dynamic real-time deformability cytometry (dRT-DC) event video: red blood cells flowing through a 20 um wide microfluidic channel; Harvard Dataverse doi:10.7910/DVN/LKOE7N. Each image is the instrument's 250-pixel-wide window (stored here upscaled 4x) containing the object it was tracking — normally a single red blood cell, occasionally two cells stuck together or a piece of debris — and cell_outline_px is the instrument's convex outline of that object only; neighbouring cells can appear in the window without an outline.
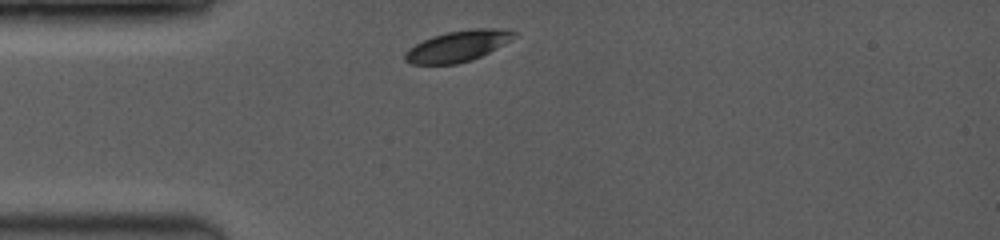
{"species": "common noctule bat (a hibernating species)", "species_latin": "Nyctalus noctula", "temperature_condition": "room temperature", "stored_images_in_passage": 11, "camera_frame_rate_fps": 3500, "um_per_image_px": 0.085, "animal": {"sex": "female", "body_mass_g": 19.0, "forearm_length_mm": 53.3}, "frame": {"image": 1, "passage_image": 1, "time_ms": 0.0, "image_size_px": [1000, 240], "cell_outline_px": [[516, 36], [488, 52], [472, 60], [456, 64], [412, 64], [404, 60], [404, 52], [408, 48], [432, 36], [448, 32], [472, 28], [508, 28], [516, 32]], "centroid_in_image_um": [38.9, 3.91], "position_along_channel_um": 46.1, "area_um2": 19.59}}
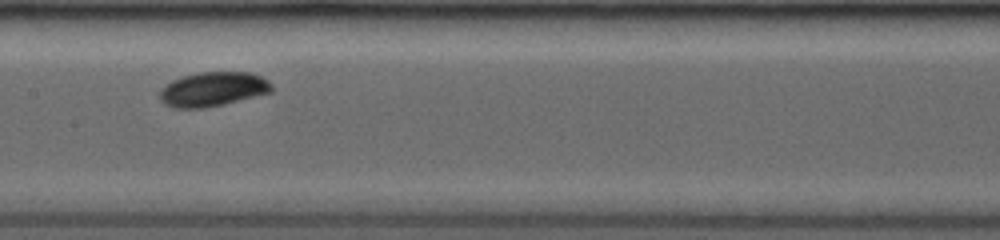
{"frame": {"image": 2, "passage_image": 5, "time_ms": 4.0, "image_size_px": [1000, 240], "cell_outline_px": [[272, 92], [224, 104], [204, 108], [172, 108], [164, 104], [160, 100], [160, 92], [172, 80], [184, 76], [200, 72], [252, 72], [268, 80], [272, 84]], "centroid_in_image_um": [18.12, 7.59], "position_along_channel_um": 189.3, "area_um2": 22.37}}
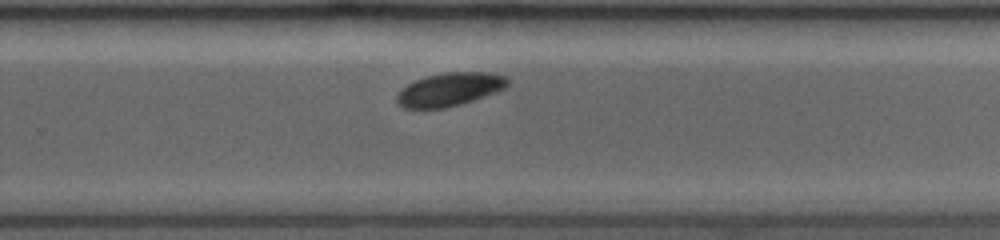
{"frame": {"image": 3, "passage_image": 10, "time_ms": 6.571, "image_size_px": [1000, 240], "cell_outline_px": [[508, 84], [504, 88], [496, 92], [460, 104], [444, 108], [404, 108], [396, 104], [396, 96], [400, 88], [416, 80], [428, 76], [444, 72], [484, 72], [508, 76]], "centroid_in_image_um": [38.19, 7.6], "position_along_channel_um": 291.6, "area_um2": 21.44}}